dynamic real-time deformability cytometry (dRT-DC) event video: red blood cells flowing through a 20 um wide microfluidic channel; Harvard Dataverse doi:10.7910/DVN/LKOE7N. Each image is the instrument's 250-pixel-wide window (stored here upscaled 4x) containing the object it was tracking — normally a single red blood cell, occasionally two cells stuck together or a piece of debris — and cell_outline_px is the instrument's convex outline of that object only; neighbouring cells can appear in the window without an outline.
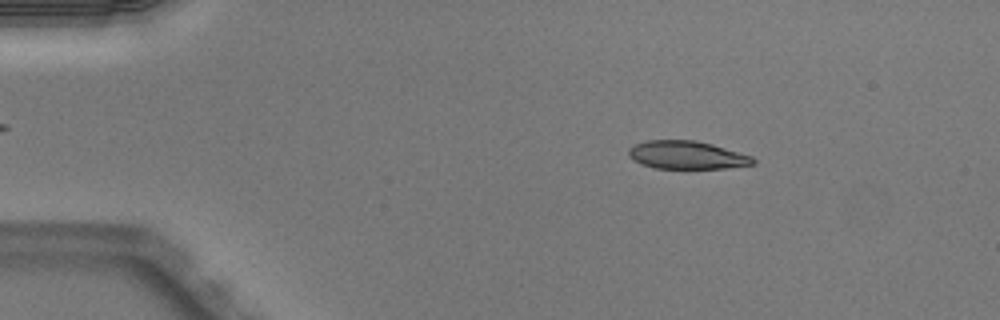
{"species": "Egyptian fruit bat (a non-hibernating species)", "species_latin": "Rousettus aegyptiacus", "temperature_condition": "warm", "stored_images_in_passage": 50, "camera_frame_rate_fps": 3000, "um_per_image_px": 0.085, "animal": {"sex": "male"}, "frame": {"image": 1, "passage_image": 8, "time_ms": 2.333, "image_size_px": [1000, 320], "cell_outline_px": [[756, 164], [724, 168], [656, 168], [640, 164], [632, 160], [628, 156], [628, 148], [644, 140], [696, 140], [712, 144], [752, 156], [756, 160]], "centroid_in_image_um": [58.35, 13.17], "position_along_channel_um": 26.6, "area_um2": 20.46}}
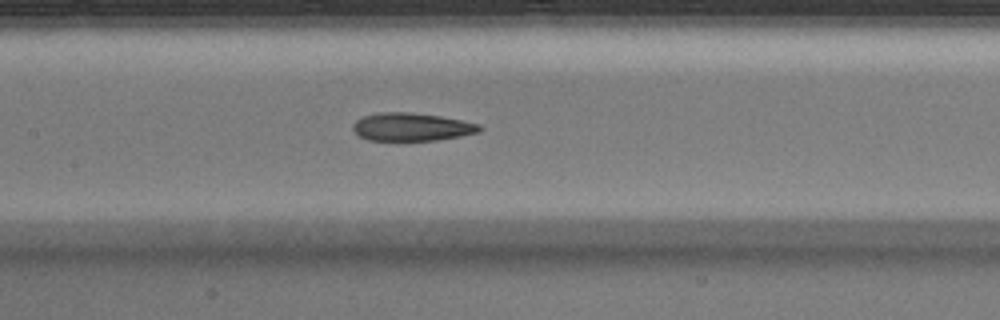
{"frame": {"image": 2, "passage_image": 24, "time_ms": 7.667, "image_size_px": [1000, 320], "cell_outline_px": [[484, 128], [480, 132], [460, 136], [436, 140], [368, 140], [360, 136], [352, 128], [352, 124], [356, 120], [364, 116], [376, 112], [412, 112], [440, 116], [464, 120], [480, 124]], "centroid_in_image_um": [35.02, 10.77], "position_along_channel_um": 172.4, "area_um2": 20.81}}
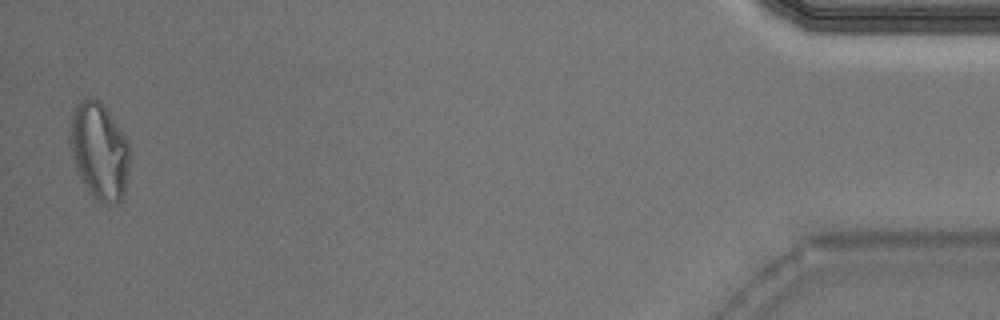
{"frame": {"image": 3, "passage_image": 49, "time_ms": 16.0, "image_size_px": [1000, 320], "cell_outline_px": [[128, 164], [124, 192], [120, 200], [116, 204], [108, 204], [96, 200], [80, 176], [72, 156], [68, 140], [72, 108], [84, 96], [100, 100], [124, 136], [128, 144]], "centroid_in_image_um": [8.39, 12.78], "position_along_channel_um": 426.8, "area_um2": 33.29}, "authors_computed_cell_mechanics": {"area_um2": 21.6172, "velocity_mm_per_s": 4.0592, "shape_relaxation_time_tau1_ms": 5.0418, "shape_relaxation_time_tau2_ms": 2.3933, "deformation_change_tau1": 0.1919, "deformation_change_tau2": 0.1149}}